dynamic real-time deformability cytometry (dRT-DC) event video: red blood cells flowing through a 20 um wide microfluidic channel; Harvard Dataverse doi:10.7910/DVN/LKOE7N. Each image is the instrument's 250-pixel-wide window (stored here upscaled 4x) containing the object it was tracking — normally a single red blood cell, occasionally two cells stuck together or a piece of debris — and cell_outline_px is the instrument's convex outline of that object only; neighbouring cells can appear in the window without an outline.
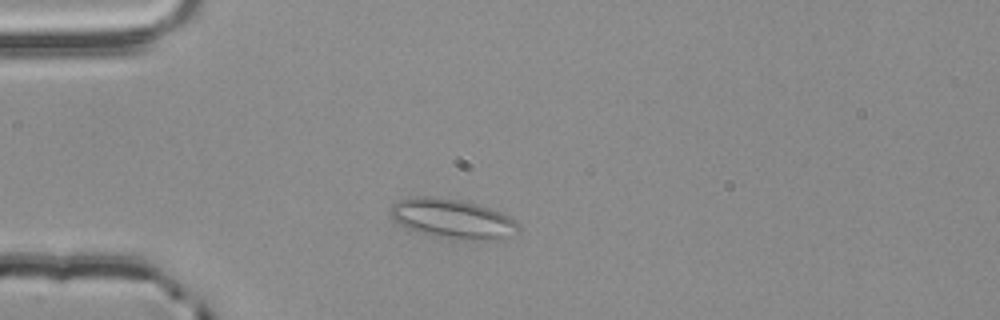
{"species": "common noctule bat (a hibernating species)", "species_latin": "Nyctalus noctula", "temperature_condition": "room temperature", "stored_images_in_passage": 40, "camera_frame_rate_fps": 3000, "um_per_image_px": 0.085, "animal": {"sex": "male", "body_mass_g": 20.4}, "frame": {"image": 1, "passage_image": 8, "time_ms": 2.333, "image_size_px": [1000, 320], "cell_outline_px": [[520, 232], [500, 240], [456, 240], [432, 236], [408, 228], [400, 224], [388, 212], [388, 208], [392, 204], [400, 200], [416, 196], [432, 196], [460, 200], [476, 204], [500, 212], [516, 220], [520, 224]], "centroid_in_image_um": [38.5, 18.61], "position_along_channel_um": 46.5, "area_um2": 29.82}}
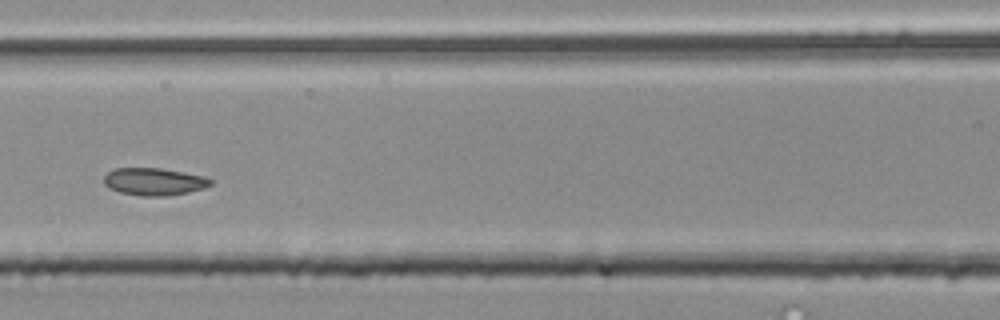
{"frame": {"image": 2, "passage_image": 18, "time_ms": 5.667, "image_size_px": [1000, 320], "cell_outline_px": [[212, 184], [204, 188], [188, 192], [168, 196], [140, 196], [120, 192], [108, 188], [104, 184], [104, 176], [108, 172], [116, 168], [160, 168], [204, 176], [212, 180]], "centroid_in_image_um": [13.08, 15.44], "position_along_channel_um": 153.5, "area_um2": 17.05}}
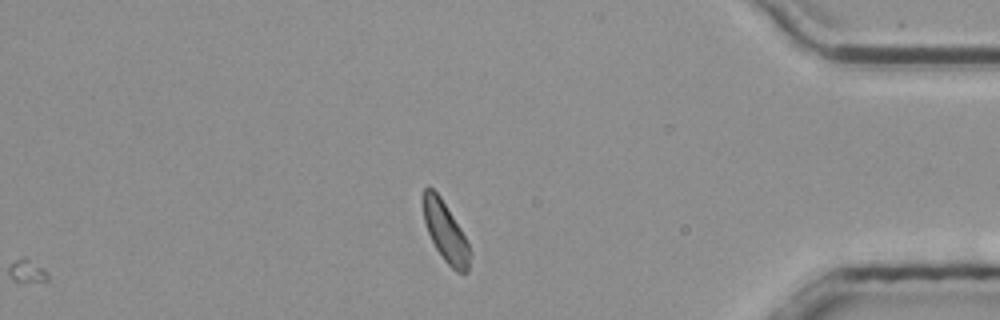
{"frame": {"image": 3, "passage_image": 40, "time_ms": 13.0, "image_size_px": [1000, 320], "cell_outline_px": [[472, 252], [468, 272], [456, 272], [444, 260], [436, 248], [428, 232], [424, 220], [424, 188], [428, 184], [440, 196], [460, 228]], "centroid_in_image_um": [37.89, 19.74], "position_along_channel_um": 397.3, "area_um2": 16.01}, "authors_computed_cell_mechanics": {"area_um2": 17.0221, "velocity_mm_per_s": 3.8062, "shape_relaxation_time_tau1_ms": 2.8735, "shape_relaxation_time_tau2_ms": 1.9312, "deformation_change_tau1": 0.0472, "deformation_change_tau2": 0.0742}}